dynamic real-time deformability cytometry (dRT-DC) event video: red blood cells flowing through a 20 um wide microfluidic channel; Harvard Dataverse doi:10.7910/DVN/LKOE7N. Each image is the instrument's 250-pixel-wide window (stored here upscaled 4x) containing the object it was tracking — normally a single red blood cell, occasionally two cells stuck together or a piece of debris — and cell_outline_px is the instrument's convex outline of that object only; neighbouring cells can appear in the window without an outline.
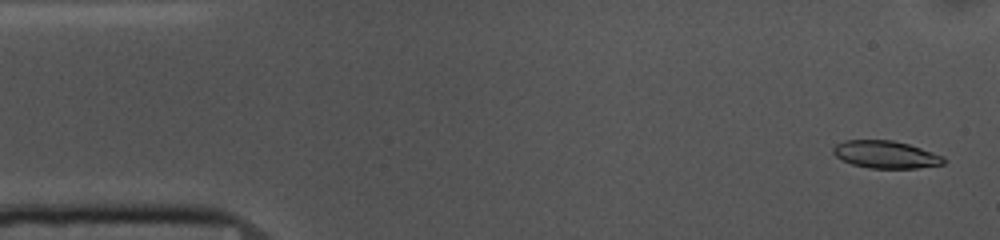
{"species": "common noctule bat (a hibernating species)", "species_latin": "Nyctalus noctula", "temperature_condition": "cold", "stored_images_in_passage": 53, "camera_frame_rate_fps": 3000, "um_per_image_px": 0.085, "animal": {"sex": "female", "body_mass_g": 10.0, "forearm_length_mm": 53.1}, "frame": {"image": 1, "passage_image": 2, "time_ms": 0.333, "image_size_px": [1000, 240], "cell_outline_px": [[948, 160], [944, 164], [916, 168], [872, 168], [852, 164], [836, 156], [832, 152], [832, 148], [836, 144], [844, 140], [892, 140], [908, 144], [944, 156]], "centroid_in_image_um": [75.3, 13.13], "position_along_channel_um": 9.7, "area_um2": 17.63}}
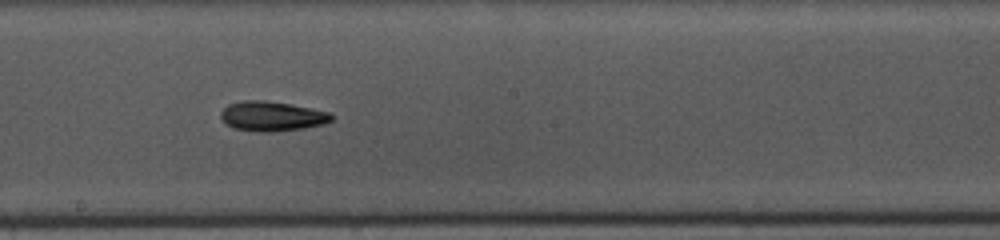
{"frame": {"image": 2, "passage_image": 28, "time_ms": 9.0, "image_size_px": [1000, 240], "cell_outline_px": [[336, 116], [332, 120], [324, 124], [304, 128], [272, 132], [260, 132], [232, 128], [220, 116], [220, 112], [228, 104], [244, 100], [264, 100], [292, 104], [332, 112]], "centroid_in_image_um": [23.17, 9.87], "position_along_channel_um": 225.0, "area_um2": 19.42}}
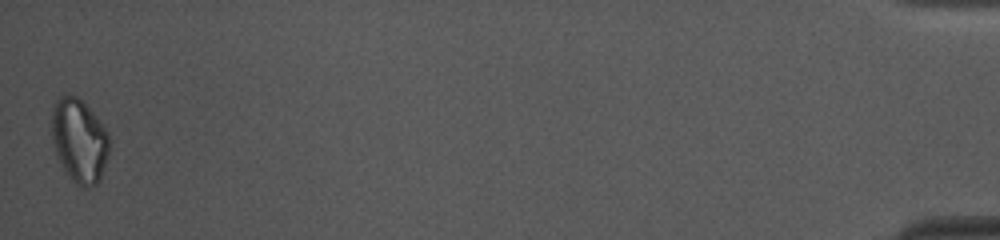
{"frame": {"image": 3, "passage_image": 53, "time_ms": 17.333, "image_size_px": [1000, 240], "cell_outline_px": [[108, 156], [100, 180], [96, 184], [84, 188], [80, 188], [68, 176], [56, 152], [52, 140], [52, 104], [60, 96], [76, 96], [96, 116], [108, 132]], "centroid_in_image_um": [6.74, 11.97], "position_along_channel_um": 428.5, "area_um2": 27.8}, "authors_computed_cell_mechanics": {"area_um2": 18.785, "velocity_mm_per_s": 3.6493, "shape_relaxation_time_tau1_ms": 6.0945, "shape_relaxation_time_tau2_ms": 9.5516, "deformation_change_tau1": 0.1487, "deformation_change_tau2": 0.1778}}